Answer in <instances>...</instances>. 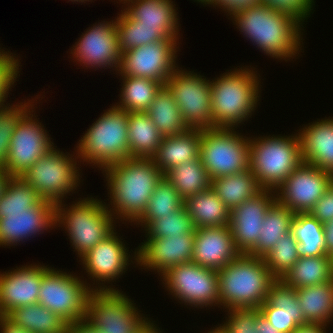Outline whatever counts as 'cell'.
<instances>
[{
    "label": "cell",
    "mask_w": 333,
    "mask_h": 333,
    "mask_svg": "<svg viewBox=\"0 0 333 333\" xmlns=\"http://www.w3.org/2000/svg\"><path fill=\"white\" fill-rule=\"evenodd\" d=\"M53 226L55 204L43 200L22 176H9L0 196V246L16 245Z\"/></svg>",
    "instance_id": "cell-1"
},
{
    "label": "cell",
    "mask_w": 333,
    "mask_h": 333,
    "mask_svg": "<svg viewBox=\"0 0 333 333\" xmlns=\"http://www.w3.org/2000/svg\"><path fill=\"white\" fill-rule=\"evenodd\" d=\"M102 170L106 173L110 203L114 207L109 211L114 217L117 214L118 219L137 223L164 174L151 158L129 157Z\"/></svg>",
    "instance_id": "cell-2"
},
{
    "label": "cell",
    "mask_w": 333,
    "mask_h": 333,
    "mask_svg": "<svg viewBox=\"0 0 333 333\" xmlns=\"http://www.w3.org/2000/svg\"><path fill=\"white\" fill-rule=\"evenodd\" d=\"M231 17L239 31L269 56L289 60L301 48L302 22L288 12L270 8L261 2L240 9Z\"/></svg>",
    "instance_id": "cell-3"
},
{
    "label": "cell",
    "mask_w": 333,
    "mask_h": 333,
    "mask_svg": "<svg viewBox=\"0 0 333 333\" xmlns=\"http://www.w3.org/2000/svg\"><path fill=\"white\" fill-rule=\"evenodd\" d=\"M219 305L227 309L259 308L275 278L263 258L241 253L217 271Z\"/></svg>",
    "instance_id": "cell-4"
},
{
    "label": "cell",
    "mask_w": 333,
    "mask_h": 333,
    "mask_svg": "<svg viewBox=\"0 0 333 333\" xmlns=\"http://www.w3.org/2000/svg\"><path fill=\"white\" fill-rule=\"evenodd\" d=\"M213 128H233L252 116L258 103L255 71L242 67L210 81Z\"/></svg>",
    "instance_id": "cell-5"
},
{
    "label": "cell",
    "mask_w": 333,
    "mask_h": 333,
    "mask_svg": "<svg viewBox=\"0 0 333 333\" xmlns=\"http://www.w3.org/2000/svg\"><path fill=\"white\" fill-rule=\"evenodd\" d=\"M128 116L116 105L103 113L79 140L77 157L101 169L129 158Z\"/></svg>",
    "instance_id": "cell-6"
},
{
    "label": "cell",
    "mask_w": 333,
    "mask_h": 333,
    "mask_svg": "<svg viewBox=\"0 0 333 333\" xmlns=\"http://www.w3.org/2000/svg\"><path fill=\"white\" fill-rule=\"evenodd\" d=\"M249 168L262 189L275 190L303 162L299 135L250 139Z\"/></svg>",
    "instance_id": "cell-7"
},
{
    "label": "cell",
    "mask_w": 333,
    "mask_h": 333,
    "mask_svg": "<svg viewBox=\"0 0 333 333\" xmlns=\"http://www.w3.org/2000/svg\"><path fill=\"white\" fill-rule=\"evenodd\" d=\"M62 205V202L55 204V225L66 226L74 251L80 258L115 231L113 214L105 202L87 197L69 209Z\"/></svg>",
    "instance_id": "cell-8"
},
{
    "label": "cell",
    "mask_w": 333,
    "mask_h": 333,
    "mask_svg": "<svg viewBox=\"0 0 333 333\" xmlns=\"http://www.w3.org/2000/svg\"><path fill=\"white\" fill-rule=\"evenodd\" d=\"M234 128L201 130L199 157L211 180L249 169L250 138Z\"/></svg>",
    "instance_id": "cell-9"
},
{
    "label": "cell",
    "mask_w": 333,
    "mask_h": 333,
    "mask_svg": "<svg viewBox=\"0 0 333 333\" xmlns=\"http://www.w3.org/2000/svg\"><path fill=\"white\" fill-rule=\"evenodd\" d=\"M102 286L98 283V288H90L73 274L50 268L42 276L38 303L67 323L81 321L86 317L87 299L91 290H116Z\"/></svg>",
    "instance_id": "cell-10"
},
{
    "label": "cell",
    "mask_w": 333,
    "mask_h": 333,
    "mask_svg": "<svg viewBox=\"0 0 333 333\" xmlns=\"http://www.w3.org/2000/svg\"><path fill=\"white\" fill-rule=\"evenodd\" d=\"M69 156L53 147L22 177L43 200L60 203L80 182L76 158Z\"/></svg>",
    "instance_id": "cell-11"
},
{
    "label": "cell",
    "mask_w": 333,
    "mask_h": 333,
    "mask_svg": "<svg viewBox=\"0 0 333 333\" xmlns=\"http://www.w3.org/2000/svg\"><path fill=\"white\" fill-rule=\"evenodd\" d=\"M119 290H91L85 319L101 333H135L148 318Z\"/></svg>",
    "instance_id": "cell-12"
},
{
    "label": "cell",
    "mask_w": 333,
    "mask_h": 333,
    "mask_svg": "<svg viewBox=\"0 0 333 333\" xmlns=\"http://www.w3.org/2000/svg\"><path fill=\"white\" fill-rule=\"evenodd\" d=\"M192 71L177 69L165 83L190 129H212L210 80Z\"/></svg>",
    "instance_id": "cell-13"
},
{
    "label": "cell",
    "mask_w": 333,
    "mask_h": 333,
    "mask_svg": "<svg viewBox=\"0 0 333 333\" xmlns=\"http://www.w3.org/2000/svg\"><path fill=\"white\" fill-rule=\"evenodd\" d=\"M171 295L191 307L219 305L217 271L189 262L172 266L162 274Z\"/></svg>",
    "instance_id": "cell-14"
},
{
    "label": "cell",
    "mask_w": 333,
    "mask_h": 333,
    "mask_svg": "<svg viewBox=\"0 0 333 333\" xmlns=\"http://www.w3.org/2000/svg\"><path fill=\"white\" fill-rule=\"evenodd\" d=\"M177 40L163 38L160 41L134 47L123 53L117 69L121 76L149 78L163 86L176 67Z\"/></svg>",
    "instance_id": "cell-15"
},
{
    "label": "cell",
    "mask_w": 333,
    "mask_h": 333,
    "mask_svg": "<svg viewBox=\"0 0 333 333\" xmlns=\"http://www.w3.org/2000/svg\"><path fill=\"white\" fill-rule=\"evenodd\" d=\"M332 178L331 173L302 162L276 189V200L293 213H309L331 187Z\"/></svg>",
    "instance_id": "cell-16"
},
{
    "label": "cell",
    "mask_w": 333,
    "mask_h": 333,
    "mask_svg": "<svg viewBox=\"0 0 333 333\" xmlns=\"http://www.w3.org/2000/svg\"><path fill=\"white\" fill-rule=\"evenodd\" d=\"M31 112L34 111H29L24 116L12 135L8 158L3 167L9 176H23L39 158L54 147L44 126L33 118Z\"/></svg>",
    "instance_id": "cell-17"
},
{
    "label": "cell",
    "mask_w": 333,
    "mask_h": 333,
    "mask_svg": "<svg viewBox=\"0 0 333 333\" xmlns=\"http://www.w3.org/2000/svg\"><path fill=\"white\" fill-rule=\"evenodd\" d=\"M98 23L83 33L71 54L86 67L119 68L121 52L119 49L116 21ZM73 51V52H72Z\"/></svg>",
    "instance_id": "cell-18"
},
{
    "label": "cell",
    "mask_w": 333,
    "mask_h": 333,
    "mask_svg": "<svg viewBox=\"0 0 333 333\" xmlns=\"http://www.w3.org/2000/svg\"><path fill=\"white\" fill-rule=\"evenodd\" d=\"M275 193L273 190L262 189L231 210L229 226L240 253L247 254L257 244L265 214L276 201Z\"/></svg>",
    "instance_id": "cell-19"
},
{
    "label": "cell",
    "mask_w": 333,
    "mask_h": 333,
    "mask_svg": "<svg viewBox=\"0 0 333 333\" xmlns=\"http://www.w3.org/2000/svg\"><path fill=\"white\" fill-rule=\"evenodd\" d=\"M195 234L147 238L135 251L136 264L162 274L172 266L192 262Z\"/></svg>",
    "instance_id": "cell-20"
},
{
    "label": "cell",
    "mask_w": 333,
    "mask_h": 333,
    "mask_svg": "<svg viewBox=\"0 0 333 333\" xmlns=\"http://www.w3.org/2000/svg\"><path fill=\"white\" fill-rule=\"evenodd\" d=\"M47 266H22L0 273V315H7L15 308L38 303L42 276Z\"/></svg>",
    "instance_id": "cell-21"
},
{
    "label": "cell",
    "mask_w": 333,
    "mask_h": 333,
    "mask_svg": "<svg viewBox=\"0 0 333 333\" xmlns=\"http://www.w3.org/2000/svg\"><path fill=\"white\" fill-rule=\"evenodd\" d=\"M240 254L229 225L200 227L195 230L193 263L218 271Z\"/></svg>",
    "instance_id": "cell-22"
},
{
    "label": "cell",
    "mask_w": 333,
    "mask_h": 333,
    "mask_svg": "<svg viewBox=\"0 0 333 333\" xmlns=\"http://www.w3.org/2000/svg\"><path fill=\"white\" fill-rule=\"evenodd\" d=\"M299 306L296 289L282 279H275L269 287L267 300L259 310L274 328L292 333L298 326L307 325Z\"/></svg>",
    "instance_id": "cell-23"
},
{
    "label": "cell",
    "mask_w": 333,
    "mask_h": 333,
    "mask_svg": "<svg viewBox=\"0 0 333 333\" xmlns=\"http://www.w3.org/2000/svg\"><path fill=\"white\" fill-rule=\"evenodd\" d=\"M113 232L81 257L82 263L94 282L113 281L122 275L129 263L125 244Z\"/></svg>",
    "instance_id": "cell-24"
},
{
    "label": "cell",
    "mask_w": 333,
    "mask_h": 333,
    "mask_svg": "<svg viewBox=\"0 0 333 333\" xmlns=\"http://www.w3.org/2000/svg\"><path fill=\"white\" fill-rule=\"evenodd\" d=\"M298 135L303 162L333 175V119L306 125Z\"/></svg>",
    "instance_id": "cell-25"
},
{
    "label": "cell",
    "mask_w": 333,
    "mask_h": 333,
    "mask_svg": "<svg viewBox=\"0 0 333 333\" xmlns=\"http://www.w3.org/2000/svg\"><path fill=\"white\" fill-rule=\"evenodd\" d=\"M124 13L143 27L161 28L170 38L178 40V16L171 0H126ZM131 4V5H130Z\"/></svg>",
    "instance_id": "cell-26"
},
{
    "label": "cell",
    "mask_w": 333,
    "mask_h": 333,
    "mask_svg": "<svg viewBox=\"0 0 333 333\" xmlns=\"http://www.w3.org/2000/svg\"><path fill=\"white\" fill-rule=\"evenodd\" d=\"M201 129H190L174 136L163 137L151 158L163 174L173 167L199 158Z\"/></svg>",
    "instance_id": "cell-27"
},
{
    "label": "cell",
    "mask_w": 333,
    "mask_h": 333,
    "mask_svg": "<svg viewBox=\"0 0 333 333\" xmlns=\"http://www.w3.org/2000/svg\"><path fill=\"white\" fill-rule=\"evenodd\" d=\"M184 205L196 229L230 224L231 210L225 206L212 188L188 196Z\"/></svg>",
    "instance_id": "cell-28"
},
{
    "label": "cell",
    "mask_w": 333,
    "mask_h": 333,
    "mask_svg": "<svg viewBox=\"0 0 333 333\" xmlns=\"http://www.w3.org/2000/svg\"><path fill=\"white\" fill-rule=\"evenodd\" d=\"M163 136L146 112L129 111L128 145L129 157L152 158Z\"/></svg>",
    "instance_id": "cell-29"
},
{
    "label": "cell",
    "mask_w": 333,
    "mask_h": 333,
    "mask_svg": "<svg viewBox=\"0 0 333 333\" xmlns=\"http://www.w3.org/2000/svg\"><path fill=\"white\" fill-rule=\"evenodd\" d=\"M296 293L307 324L327 326L333 320V280L298 288Z\"/></svg>",
    "instance_id": "cell-30"
},
{
    "label": "cell",
    "mask_w": 333,
    "mask_h": 333,
    "mask_svg": "<svg viewBox=\"0 0 333 333\" xmlns=\"http://www.w3.org/2000/svg\"><path fill=\"white\" fill-rule=\"evenodd\" d=\"M294 216L295 213L276 200L265 214L257 244L247 254L263 258L291 231Z\"/></svg>",
    "instance_id": "cell-31"
},
{
    "label": "cell",
    "mask_w": 333,
    "mask_h": 333,
    "mask_svg": "<svg viewBox=\"0 0 333 333\" xmlns=\"http://www.w3.org/2000/svg\"><path fill=\"white\" fill-rule=\"evenodd\" d=\"M282 280L295 289L331 281L333 257L328 254L316 257L300 256Z\"/></svg>",
    "instance_id": "cell-32"
},
{
    "label": "cell",
    "mask_w": 333,
    "mask_h": 333,
    "mask_svg": "<svg viewBox=\"0 0 333 333\" xmlns=\"http://www.w3.org/2000/svg\"><path fill=\"white\" fill-rule=\"evenodd\" d=\"M211 188L229 210L262 190L250 168L243 172L213 179Z\"/></svg>",
    "instance_id": "cell-33"
},
{
    "label": "cell",
    "mask_w": 333,
    "mask_h": 333,
    "mask_svg": "<svg viewBox=\"0 0 333 333\" xmlns=\"http://www.w3.org/2000/svg\"><path fill=\"white\" fill-rule=\"evenodd\" d=\"M145 112L163 137L174 136L188 129L172 93L165 85Z\"/></svg>",
    "instance_id": "cell-34"
},
{
    "label": "cell",
    "mask_w": 333,
    "mask_h": 333,
    "mask_svg": "<svg viewBox=\"0 0 333 333\" xmlns=\"http://www.w3.org/2000/svg\"><path fill=\"white\" fill-rule=\"evenodd\" d=\"M6 316L31 333H65L68 324L39 303L15 308Z\"/></svg>",
    "instance_id": "cell-35"
},
{
    "label": "cell",
    "mask_w": 333,
    "mask_h": 333,
    "mask_svg": "<svg viewBox=\"0 0 333 333\" xmlns=\"http://www.w3.org/2000/svg\"><path fill=\"white\" fill-rule=\"evenodd\" d=\"M164 176L184 199L211 188L212 180L200 157L173 167Z\"/></svg>",
    "instance_id": "cell-36"
},
{
    "label": "cell",
    "mask_w": 333,
    "mask_h": 333,
    "mask_svg": "<svg viewBox=\"0 0 333 333\" xmlns=\"http://www.w3.org/2000/svg\"><path fill=\"white\" fill-rule=\"evenodd\" d=\"M292 233L299 243V254L304 257L326 255L323 223L310 213H295Z\"/></svg>",
    "instance_id": "cell-37"
},
{
    "label": "cell",
    "mask_w": 333,
    "mask_h": 333,
    "mask_svg": "<svg viewBox=\"0 0 333 333\" xmlns=\"http://www.w3.org/2000/svg\"><path fill=\"white\" fill-rule=\"evenodd\" d=\"M123 86L118 108L125 111L145 112L163 86L160 82L142 77L122 76Z\"/></svg>",
    "instance_id": "cell-38"
},
{
    "label": "cell",
    "mask_w": 333,
    "mask_h": 333,
    "mask_svg": "<svg viewBox=\"0 0 333 333\" xmlns=\"http://www.w3.org/2000/svg\"><path fill=\"white\" fill-rule=\"evenodd\" d=\"M185 199L177 192L176 188L166 179L165 176L155 186L148 206L137 221L139 225H144V229L155 219L161 216L172 214L184 206ZM141 222V224H140Z\"/></svg>",
    "instance_id": "cell-39"
},
{
    "label": "cell",
    "mask_w": 333,
    "mask_h": 333,
    "mask_svg": "<svg viewBox=\"0 0 333 333\" xmlns=\"http://www.w3.org/2000/svg\"><path fill=\"white\" fill-rule=\"evenodd\" d=\"M121 12L115 20L121 53L163 38H170L161 28L143 27L139 21L129 18L122 10Z\"/></svg>",
    "instance_id": "cell-40"
},
{
    "label": "cell",
    "mask_w": 333,
    "mask_h": 333,
    "mask_svg": "<svg viewBox=\"0 0 333 333\" xmlns=\"http://www.w3.org/2000/svg\"><path fill=\"white\" fill-rule=\"evenodd\" d=\"M299 257V243L290 231L275 244L272 250L263 257V260L271 275L275 279H282Z\"/></svg>",
    "instance_id": "cell-41"
},
{
    "label": "cell",
    "mask_w": 333,
    "mask_h": 333,
    "mask_svg": "<svg viewBox=\"0 0 333 333\" xmlns=\"http://www.w3.org/2000/svg\"><path fill=\"white\" fill-rule=\"evenodd\" d=\"M145 230L148 233L147 238H172V236L195 234L196 228L184 205L172 214L153 220Z\"/></svg>",
    "instance_id": "cell-42"
},
{
    "label": "cell",
    "mask_w": 333,
    "mask_h": 333,
    "mask_svg": "<svg viewBox=\"0 0 333 333\" xmlns=\"http://www.w3.org/2000/svg\"><path fill=\"white\" fill-rule=\"evenodd\" d=\"M22 104L10 107L7 104L0 108V167H4L8 158L9 146L16 126L34 106L29 101Z\"/></svg>",
    "instance_id": "cell-43"
},
{
    "label": "cell",
    "mask_w": 333,
    "mask_h": 333,
    "mask_svg": "<svg viewBox=\"0 0 333 333\" xmlns=\"http://www.w3.org/2000/svg\"><path fill=\"white\" fill-rule=\"evenodd\" d=\"M228 313V320L221 326L226 333H259L256 327L259 308H234Z\"/></svg>",
    "instance_id": "cell-44"
},
{
    "label": "cell",
    "mask_w": 333,
    "mask_h": 333,
    "mask_svg": "<svg viewBox=\"0 0 333 333\" xmlns=\"http://www.w3.org/2000/svg\"><path fill=\"white\" fill-rule=\"evenodd\" d=\"M2 51V52H1ZM15 56L0 50V95L6 99L9 89L12 87L15 79L18 78L19 62ZM8 93V94H7Z\"/></svg>",
    "instance_id": "cell-45"
},
{
    "label": "cell",
    "mask_w": 333,
    "mask_h": 333,
    "mask_svg": "<svg viewBox=\"0 0 333 333\" xmlns=\"http://www.w3.org/2000/svg\"><path fill=\"white\" fill-rule=\"evenodd\" d=\"M270 8L288 12L303 22L311 13L314 0H262Z\"/></svg>",
    "instance_id": "cell-46"
},
{
    "label": "cell",
    "mask_w": 333,
    "mask_h": 333,
    "mask_svg": "<svg viewBox=\"0 0 333 333\" xmlns=\"http://www.w3.org/2000/svg\"><path fill=\"white\" fill-rule=\"evenodd\" d=\"M320 223L333 220V189L329 190L316 202L314 208L309 212Z\"/></svg>",
    "instance_id": "cell-47"
},
{
    "label": "cell",
    "mask_w": 333,
    "mask_h": 333,
    "mask_svg": "<svg viewBox=\"0 0 333 333\" xmlns=\"http://www.w3.org/2000/svg\"><path fill=\"white\" fill-rule=\"evenodd\" d=\"M261 2L262 0H209L205 5H218L220 8H223V11L225 10L231 16L233 13L240 9H244Z\"/></svg>",
    "instance_id": "cell-48"
},
{
    "label": "cell",
    "mask_w": 333,
    "mask_h": 333,
    "mask_svg": "<svg viewBox=\"0 0 333 333\" xmlns=\"http://www.w3.org/2000/svg\"><path fill=\"white\" fill-rule=\"evenodd\" d=\"M65 333H101L94 328L86 319L68 323Z\"/></svg>",
    "instance_id": "cell-49"
},
{
    "label": "cell",
    "mask_w": 333,
    "mask_h": 333,
    "mask_svg": "<svg viewBox=\"0 0 333 333\" xmlns=\"http://www.w3.org/2000/svg\"><path fill=\"white\" fill-rule=\"evenodd\" d=\"M0 333H31L14 323L6 315H0Z\"/></svg>",
    "instance_id": "cell-50"
},
{
    "label": "cell",
    "mask_w": 333,
    "mask_h": 333,
    "mask_svg": "<svg viewBox=\"0 0 333 333\" xmlns=\"http://www.w3.org/2000/svg\"><path fill=\"white\" fill-rule=\"evenodd\" d=\"M325 252L333 257V220L323 223Z\"/></svg>",
    "instance_id": "cell-51"
},
{
    "label": "cell",
    "mask_w": 333,
    "mask_h": 333,
    "mask_svg": "<svg viewBox=\"0 0 333 333\" xmlns=\"http://www.w3.org/2000/svg\"><path fill=\"white\" fill-rule=\"evenodd\" d=\"M256 327L259 329V333H283L274 328L261 313L256 316Z\"/></svg>",
    "instance_id": "cell-52"
},
{
    "label": "cell",
    "mask_w": 333,
    "mask_h": 333,
    "mask_svg": "<svg viewBox=\"0 0 333 333\" xmlns=\"http://www.w3.org/2000/svg\"><path fill=\"white\" fill-rule=\"evenodd\" d=\"M326 325L307 324L298 326L292 333H326Z\"/></svg>",
    "instance_id": "cell-53"
},
{
    "label": "cell",
    "mask_w": 333,
    "mask_h": 333,
    "mask_svg": "<svg viewBox=\"0 0 333 333\" xmlns=\"http://www.w3.org/2000/svg\"><path fill=\"white\" fill-rule=\"evenodd\" d=\"M154 326V323H151L149 319L135 333H160L161 331Z\"/></svg>",
    "instance_id": "cell-54"
},
{
    "label": "cell",
    "mask_w": 333,
    "mask_h": 333,
    "mask_svg": "<svg viewBox=\"0 0 333 333\" xmlns=\"http://www.w3.org/2000/svg\"><path fill=\"white\" fill-rule=\"evenodd\" d=\"M8 177V172L3 167H0V196L2 194L6 181L8 180Z\"/></svg>",
    "instance_id": "cell-55"
},
{
    "label": "cell",
    "mask_w": 333,
    "mask_h": 333,
    "mask_svg": "<svg viewBox=\"0 0 333 333\" xmlns=\"http://www.w3.org/2000/svg\"><path fill=\"white\" fill-rule=\"evenodd\" d=\"M208 333H226V332L221 328V325H220L219 327L212 329Z\"/></svg>",
    "instance_id": "cell-56"
},
{
    "label": "cell",
    "mask_w": 333,
    "mask_h": 333,
    "mask_svg": "<svg viewBox=\"0 0 333 333\" xmlns=\"http://www.w3.org/2000/svg\"><path fill=\"white\" fill-rule=\"evenodd\" d=\"M196 1V0H195ZM198 2H200V3H204V4H206L209 0H197Z\"/></svg>",
    "instance_id": "cell-57"
},
{
    "label": "cell",
    "mask_w": 333,
    "mask_h": 333,
    "mask_svg": "<svg viewBox=\"0 0 333 333\" xmlns=\"http://www.w3.org/2000/svg\"><path fill=\"white\" fill-rule=\"evenodd\" d=\"M69 1H72V2H73V1H74V2H75V1H77V2H80V1H81V2H84V1H89V0H69Z\"/></svg>",
    "instance_id": "cell-58"
},
{
    "label": "cell",
    "mask_w": 333,
    "mask_h": 333,
    "mask_svg": "<svg viewBox=\"0 0 333 333\" xmlns=\"http://www.w3.org/2000/svg\"><path fill=\"white\" fill-rule=\"evenodd\" d=\"M331 188L333 189V178H332V182H331Z\"/></svg>",
    "instance_id": "cell-59"
}]
</instances>
